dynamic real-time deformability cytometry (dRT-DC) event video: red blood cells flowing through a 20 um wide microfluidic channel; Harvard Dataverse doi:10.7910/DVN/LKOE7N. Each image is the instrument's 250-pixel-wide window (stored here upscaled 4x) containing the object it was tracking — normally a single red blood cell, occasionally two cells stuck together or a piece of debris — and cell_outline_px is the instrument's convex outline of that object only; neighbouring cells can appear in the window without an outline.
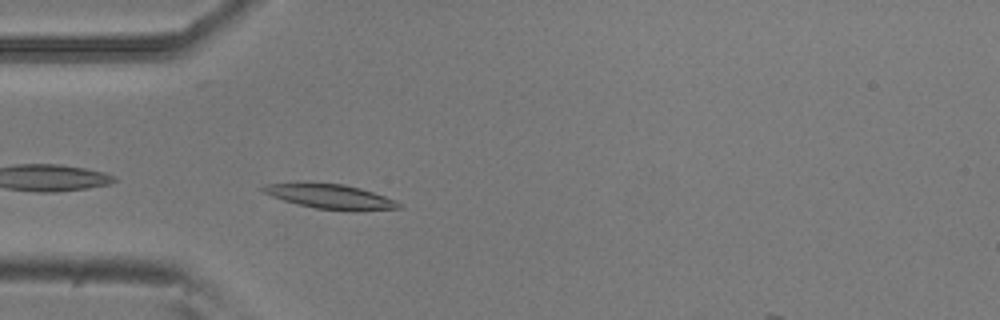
{"species": "common noctule bat (a hibernating species)", "species_latin": "Nyctalus noctula", "temperature_condition": "room temperature", "stored_images_in_passage": 39, "camera_frame_rate_fps": 3000, "um_per_image_px": 0.085, "animal": {"sex": "male", "body_mass_g": 20.5, "forearm_length_mm": 52.5}, "frame": {"image": 1, "passage_image": 2, "time_ms": 0.333, "image_size_px": [1000, 320], "cell_outline_px": [[404, 204], [400, 208], [356, 212], [352, 212], [316, 208], [284, 200], [260, 192], [260, 188], [264, 184], [344, 184], [360, 188], [396, 200]], "centroid_in_image_um": [28.17, 16.74], "position_along_channel_um": 56.8, "area_um2": 19.25}}
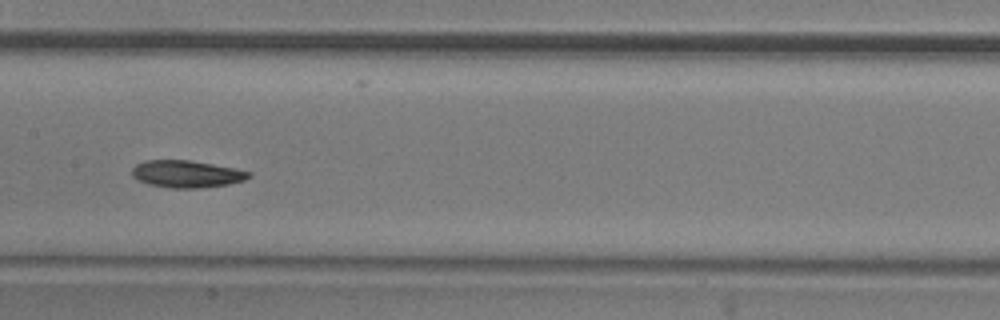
{"frame": {"image": 2, "passage_image": 13, "time_ms": 4.0, "image_size_px": [1000, 320], "cell_outline_px": [[252, 176], [244, 180], [228, 184], [200, 188], [168, 188], [148, 184], [132, 176], [132, 168], [136, 164], [144, 160], [188, 160], [212, 164], [252, 172]], "centroid_in_image_um": [15.85, 14.79], "position_along_channel_um": 191.6, "area_um2": 18.44}}
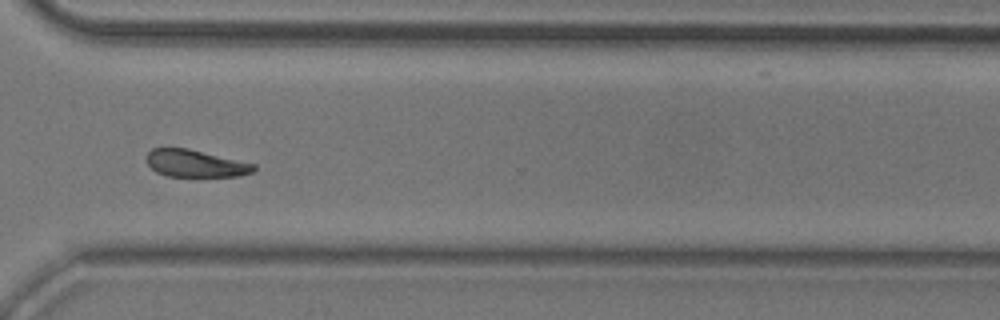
{"frame": {"image": 3, "passage_image": 26, "time_ms": 8.333, "image_size_px": [1000, 320], "cell_outline_px": [[256, 168], [252, 172], [240, 176], [168, 176], [156, 172], [144, 160], [144, 156], [152, 148], [188, 148], [256, 164]], "centroid_in_image_um": [16.58, 13.88], "position_along_channel_um": 354.0, "area_um2": 17.11}, "authors_computed_cell_mechanics": {"area_um2": 18.207, "velocity_mm_per_s": 3.7585, "shape_relaxation_time_tau1_ms": 3.4767, "shape_relaxation_time_tau2_ms": 6.1641, "deformation_change_tau1": 0.1157, "deformation_change_tau2": 0.1276}}